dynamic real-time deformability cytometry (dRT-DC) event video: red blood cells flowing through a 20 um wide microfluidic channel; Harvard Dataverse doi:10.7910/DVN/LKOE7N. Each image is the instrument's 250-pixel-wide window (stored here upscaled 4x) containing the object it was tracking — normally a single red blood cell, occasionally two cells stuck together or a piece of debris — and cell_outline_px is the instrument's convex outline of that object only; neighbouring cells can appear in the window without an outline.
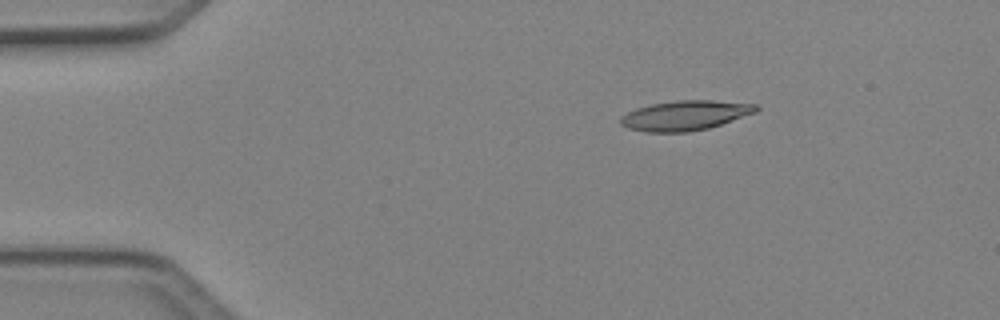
{"species": "Egyptian fruit bat (a non-hibernating species)", "species_latin": "Rousettus aegyptiacus", "temperature_condition": "cold", "stored_images_in_passage": 5, "camera_frame_rate_fps": 3000, "um_per_image_px": 0.085, "animal": {"sex": "female"}, "frame": {"image": 1, "passage_image": 3, "time_ms": 0.667, "image_size_px": [1000, 320], "cell_outline_px": [[760, 108], [756, 112], [708, 128], [688, 132], [644, 132], [628, 128], [620, 124], [620, 116], [636, 108], [652, 104], [676, 100], [712, 100], [760, 104]], "centroid_in_image_um": [58.24, 9.8], "position_along_channel_um": 26.8, "area_um2": 23.58}}
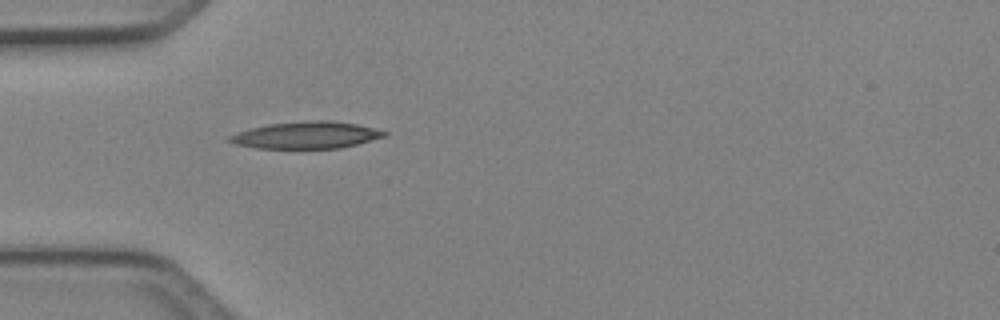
{"frame": {"image": 2, "passage_image": 5, "time_ms": 1.333, "image_size_px": [1000, 320], "cell_outline_px": [[388, 136], [340, 148], [256, 148], [236, 144], [228, 140], [228, 136], [236, 132], [268, 124], [312, 120], [328, 120], [356, 124], [388, 132]], "centroid_in_image_um": [26.04, 11.48], "position_along_channel_um": 59.0, "area_um2": 24.1}}